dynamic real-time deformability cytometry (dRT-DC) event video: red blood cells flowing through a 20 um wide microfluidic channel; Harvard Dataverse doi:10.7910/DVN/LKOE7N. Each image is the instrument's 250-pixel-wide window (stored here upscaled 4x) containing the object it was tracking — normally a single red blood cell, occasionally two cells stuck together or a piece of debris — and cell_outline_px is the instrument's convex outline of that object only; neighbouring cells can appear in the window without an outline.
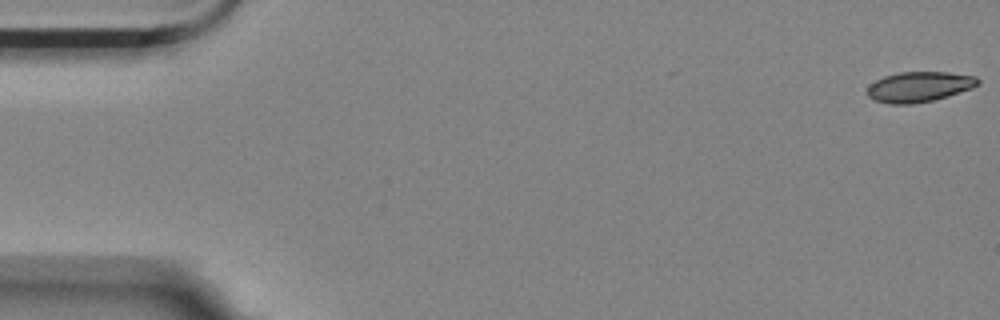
{"species": "Egyptian fruit bat (a non-hibernating species)", "species_latin": "Rousettus aegyptiacus", "temperature_condition": "room temperature", "stored_images_in_passage": 10, "camera_frame_rate_fps": 3000, "um_per_image_px": 0.085, "animal": {"sex": "female"}, "frame": {"image": 1, "passage_image": 1, "time_ms": 0.0, "image_size_px": [1000, 320], "cell_outline_px": [[980, 84], [972, 88], [948, 96], [932, 100], [912, 104], [888, 104], [872, 100], [868, 96], [868, 84], [884, 76], [900, 72], [948, 72], [976, 76], [980, 80]], "centroid_in_image_um": [78.12, 7.38], "position_along_channel_um": 6.9, "area_um2": 19.65}}
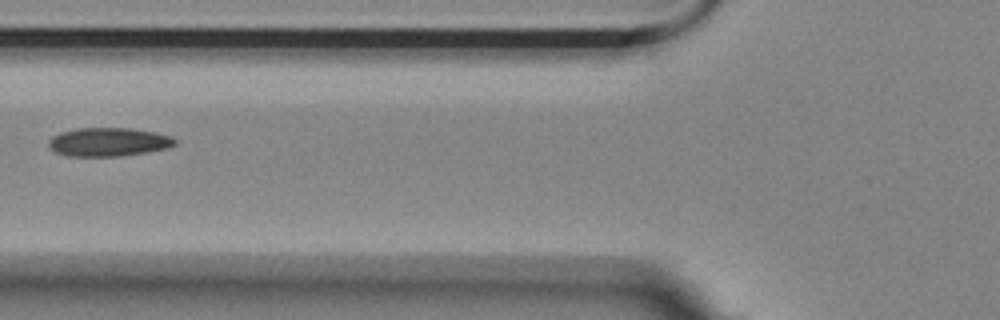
{"frame": {"image": 2, "passage_image": 7, "time_ms": 2.0, "image_size_px": [1000, 320], "cell_outline_px": [[176, 144], [168, 148], [148, 152], [120, 156], [68, 156], [56, 152], [48, 148], [48, 140], [52, 136], [60, 132], [76, 128], [132, 128], [156, 132], [172, 136], [176, 140]], "centroid_in_image_um": [9.22, 12.06], "position_along_channel_um": 116.6, "area_um2": 21.33}}
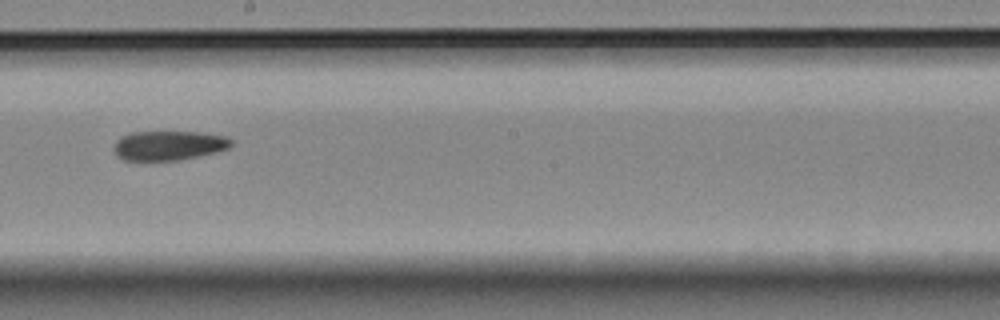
{"frame": {"image": 3, "passage_image": 10, "time_ms": 3.0, "image_size_px": [1000, 320], "cell_outline_px": [[232, 144], [228, 148], [216, 152], [200, 156], [180, 160], [124, 160], [116, 156], [112, 148], [116, 140], [120, 136], [128, 132], [196, 132], [228, 136], [232, 140]], "centroid_in_image_um": [14.31, 12.36], "position_along_channel_um": 233.9, "area_um2": 20.4}}